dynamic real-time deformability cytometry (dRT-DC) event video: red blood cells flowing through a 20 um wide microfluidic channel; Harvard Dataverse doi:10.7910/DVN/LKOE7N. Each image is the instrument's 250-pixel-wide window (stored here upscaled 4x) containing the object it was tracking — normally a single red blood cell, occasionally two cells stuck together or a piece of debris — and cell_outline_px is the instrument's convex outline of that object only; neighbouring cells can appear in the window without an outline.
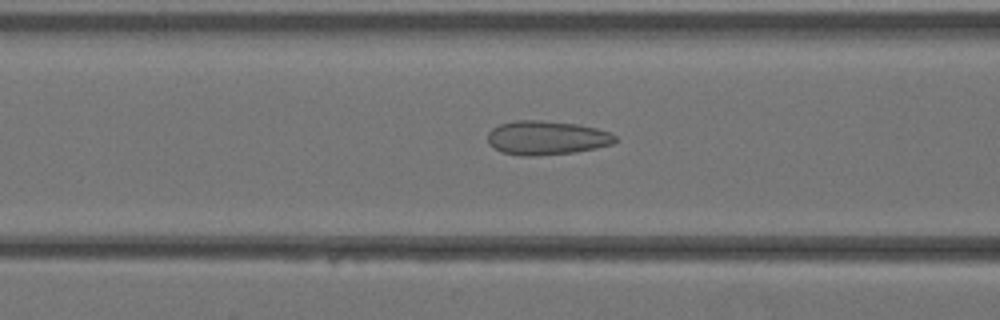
{"species": "Egyptian fruit bat (a non-hibernating species)", "species_latin": "Rousettus aegyptiacus", "temperature_condition": "warm", "stored_images_in_passage": 38, "camera_frame_rate_fps": 3000, "um_per_image_px": 0.085, "animal": {"sex": "female"}, "frame": {"image": 1, "passage_image": 16, "time_ms": 5.0, "image_size_px": [1000, 320], "cell_outline_px": [[616, 140], [612, 144], [596, 148], [572, 152], [536, 156], [520, 156], [500, 152], [488, 144], [488, 132], [492, 128], [500, 124], [516, 120], [540, 120], [576, 124], [596, 128], [608, 132], [616, 136]], "centroid_in_image_um": [46.41, 11.72], "position_along_channel_um": 120.2, "area_um2": 25.26}}
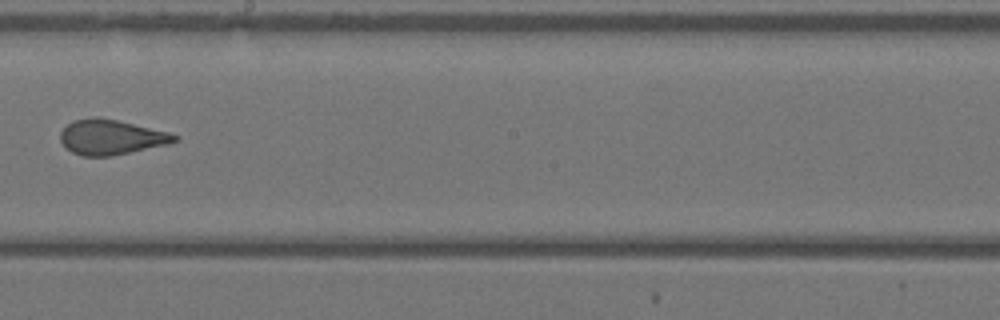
{"frame": {"image": 2, "passage_image": 23, "time_ms": 7.333, "image_size_px": [1000, 320], "cell_outline_px": [[180, 140], [168, 144], [112, 156], [84, 156], [72, 152], [64, 148], [60, 140], [60, 132], [72, 120], [116, 120], [168, 132], [180, 136]], "centroid_in_image_um": [9.46, 11.7], "position_along_channel_um": 238.7, "area_um2": 22.72}}
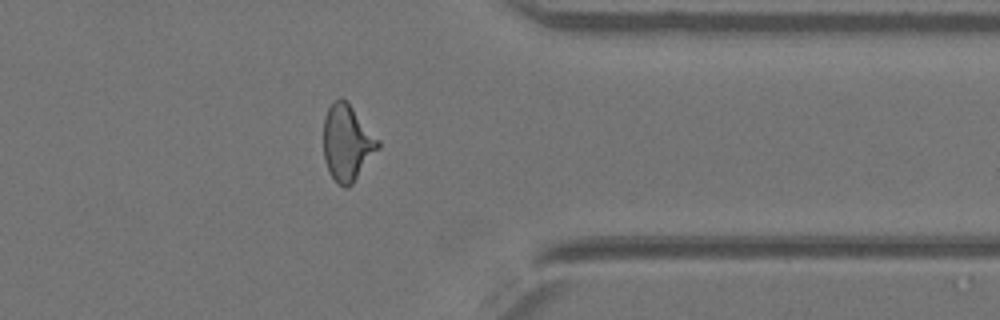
{"frame": {"image": 3, "passage_image": 32, "time_ms": 10.333, "image_size_px": [1000, 320], "cell_outline_px": [[380, 148], [352, 184], [348, 188], [344, 188], [328, 172], [324, 160], [324, 116], [332, 100], [340, 96], [348, 100], [380, 140]], "centroid_in_image_um": [29.52, 12.08], "position_along_channel_um": 381.9, "area_um2": 24.68}}